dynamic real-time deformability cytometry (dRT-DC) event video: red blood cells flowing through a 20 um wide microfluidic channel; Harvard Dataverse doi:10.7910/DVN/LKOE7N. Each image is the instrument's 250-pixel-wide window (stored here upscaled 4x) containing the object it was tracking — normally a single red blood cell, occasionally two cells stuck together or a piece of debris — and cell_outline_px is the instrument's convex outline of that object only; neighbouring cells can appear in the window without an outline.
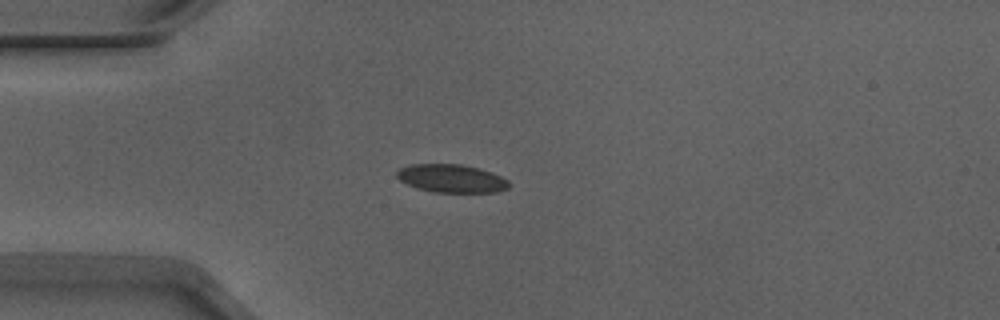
{"species": "Egyptian fruit bat (a non-hibernating species)", "species_latin": "Rousettus aegyptiacus", "temperature_condition": "warm", "stored_images_in_passage": 40, "camera_frame_rate_fps": 3000, "um_per_image_px": 0.085, "animal": {"sex": "male"}, "frame": {"image": 1, "passage_image": 1, "time_ms": 0.0, "image_size_px": [1000, 320], "cell_outline_px": [[508, 188], [496, 192], [436, 192], [420, 188], [408, 184], [400, 180], [396, 176], [396, 172], [400, 168], [412, 164], [460, 164], [492, 172], [508, 180]], "centroid_in_image_um": [38.37, 15.16], "position_along_channel_um": 46.6, "area_um2": 18.09}}
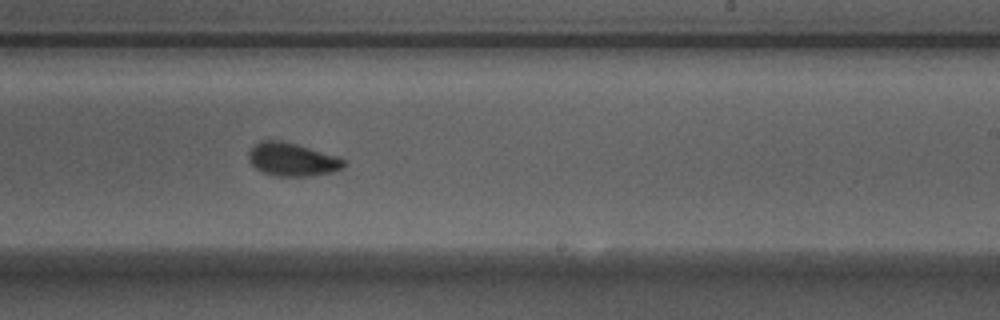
{"frame": {"image": 2, "passage_image": 19, "time_ms": 6.0, "image_size_px": [1000, 320], "cell_outline_px": [[348, 164], [344, 168], [332, 172], [312, 176], [276, 176], [264, 172], [256, 168], [248, 160], [248, 152], [260, 140], [276, 140], [340, 156]], "centroid_in_image_um": [24.87, 13.57], "position_along_channel_um": 264.1, "area_um2": 18.32}}
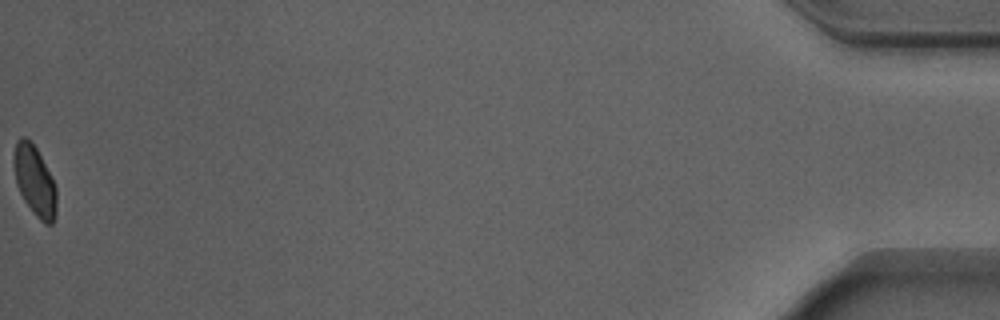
{"frame": {"image": 3, "passage_image": 40, "time_ms": 13.0, "image_size_px": [1000, 320], "cell_outline_px": [[56, 216], [52, 224], [44, 224], [36, 216], [24, 200], [16, 184], [12, 160], [12, 156], [16, 140], [20, 136], [24, 136], [36, 148], [56, 188]], "centroid_in_image_um": [2.91, 15.37], "position_along_channel_um": 432.3, "area_um2": 17.34}, "authors_computed_cell_mechanics": {"area_um2": 18.2937, "velocity_mm_per_s": 3.9005, "shape_relaxation_time_tau1_ms": 2.4586, "shape_relaxation_time_tau2_ms": 0.7446, "deformation_change_tau1": 0.0948, "deformation_change_tau2": 0.0395}}